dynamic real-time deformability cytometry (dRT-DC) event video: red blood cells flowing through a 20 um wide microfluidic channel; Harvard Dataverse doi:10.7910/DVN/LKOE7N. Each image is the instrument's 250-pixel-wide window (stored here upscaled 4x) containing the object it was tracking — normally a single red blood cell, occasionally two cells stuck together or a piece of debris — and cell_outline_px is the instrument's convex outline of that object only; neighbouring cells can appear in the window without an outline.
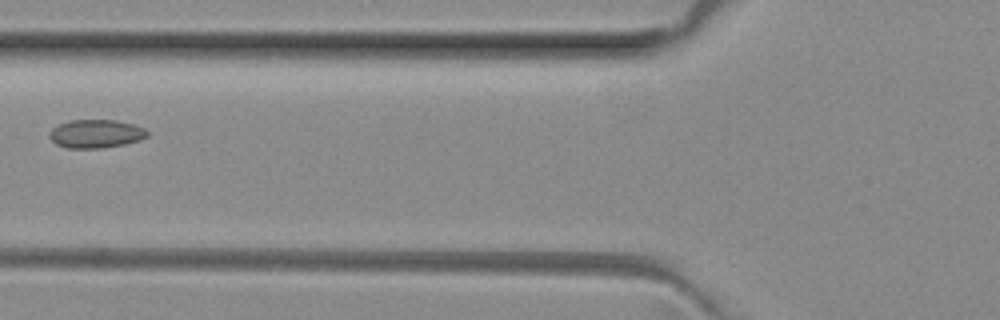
{"species": "common noctule bat (a hibernating species)", "species_latin": "Nyctalus noctula", "temperature_condition": "room temperature", "stored_images_in_passage": 6, "camera_frame_rate_fps": 3000, "um_per_image_px": 0.085, "animal": {"sex": "female", "body_mass_g": 29.2, "forearm_length_mm": 56.3}, "frame": {"image": 1, "passage_image": 6, "time_ms": 1.667, "image_size_px": [1000, 320], "cell_outline_px": [[148, 136], [140, 140], [124, 144], [100, 148], [68, 148], [56, 144], [48, 136], [52, 128], [60, 124], [72, 120], [116, 120], [132, 124], [144, 128], [148, 132]], "centroid_in_image_um": [8.15, 11.37], "position_along_channel_um": 117.6, "area_um2": 16.07}}